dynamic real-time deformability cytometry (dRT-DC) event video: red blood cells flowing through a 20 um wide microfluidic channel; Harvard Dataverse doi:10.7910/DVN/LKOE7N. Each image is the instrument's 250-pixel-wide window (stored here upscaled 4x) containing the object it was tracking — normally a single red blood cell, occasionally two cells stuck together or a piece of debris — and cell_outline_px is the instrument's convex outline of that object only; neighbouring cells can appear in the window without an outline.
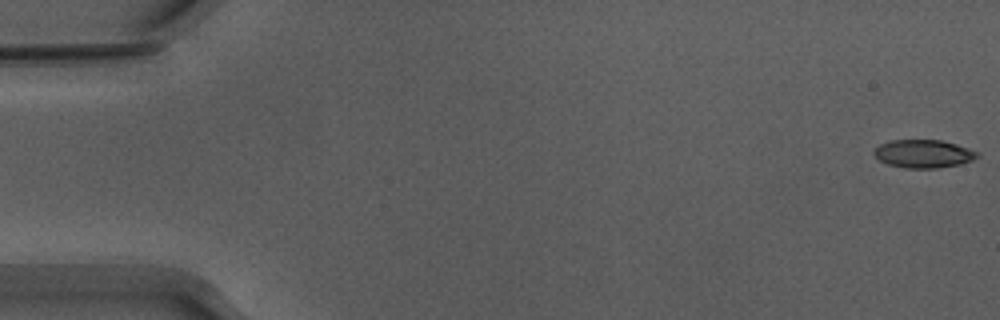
{"species": "Egyptian fruit bat (a non-hibernating species)", "species_latin": "Rousettus aegyptiacus", "temperature_condition": "warm", "stored_images_in_passage": 54, "camera_frame_rate_fps": 3000, "um_per_image_px": 0.085, "animal": {"sex": "male"}, "frame": {"image": 1, "passage_image": 1, "time_ms": 0.0, "image_size_px": [1000, 320], "cell_outline_px": [[980, 156], [972, 160], [960, 164], [936, 168], [904, 168], [888, 164], [880, 160], [872, 152], [880, 144], [892, 140], [940, 140], [956, 144], [980, 152]], "centroid_in_image_um": [78.52, 13.07], "position_along_channel_um": 6.5, "area_um2": 16.88}}
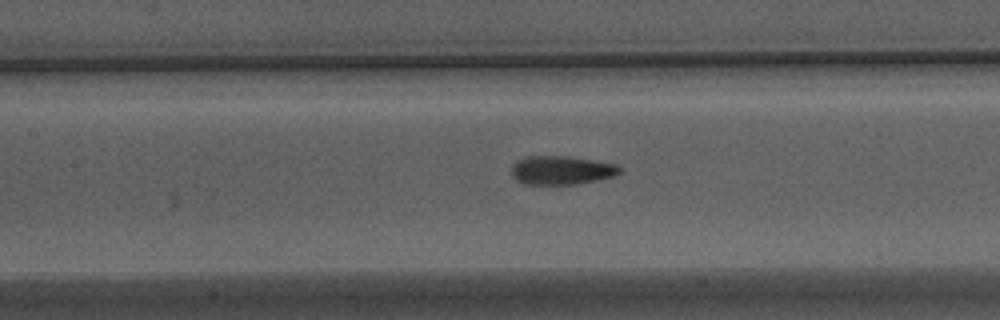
{"frame": {"image": 2, "passage_image": 25, "time_ms": 8.0, "image_size_px": [1000, 320], "cell_outline_px": [[620, 172], [612, 176], [596, 180], [576, 184], [524, 184], [516, 180], [512, 176], [512, 164], [516, 160], [528, 156], [568, 156], [616, 164], [620, 168]], "centroid_in_image_um": [47.67, 14.46], "position_along_channel_um": 159.7, "area_um2": 17.98}}
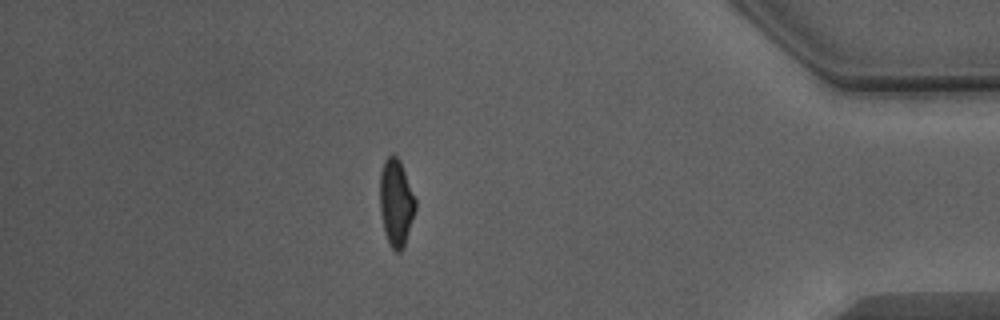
{"frame": {"image": 3, "passage_image": 47, "time_ms": 15.333, "image_size_px": [1000, 320], "cell_outline_px": [[416, 208], [404, 244], [400, 252], [396, 252], [388, 244], [384, 232], [380, 212], [380, 172], [384, 160], [388, 156], [396, 156], [400, 160], [416, 200]], "centroid_in_image_um": [33.65, 17.22], "position_along_channel_um": 401.6, "area_um2": 17.92}, "authors_computed_cell_mechanics": {"area_um2": 17.7157, "velocity_mm_per_s": 3.8901, "shape_relaxation_time_tau1_ms": 4.9188, "shape_relaxation_time_tau2_ms": 1.507, "deformation_change_tau1": 0.1889, "deformation_change_tau2": 0.0708}}